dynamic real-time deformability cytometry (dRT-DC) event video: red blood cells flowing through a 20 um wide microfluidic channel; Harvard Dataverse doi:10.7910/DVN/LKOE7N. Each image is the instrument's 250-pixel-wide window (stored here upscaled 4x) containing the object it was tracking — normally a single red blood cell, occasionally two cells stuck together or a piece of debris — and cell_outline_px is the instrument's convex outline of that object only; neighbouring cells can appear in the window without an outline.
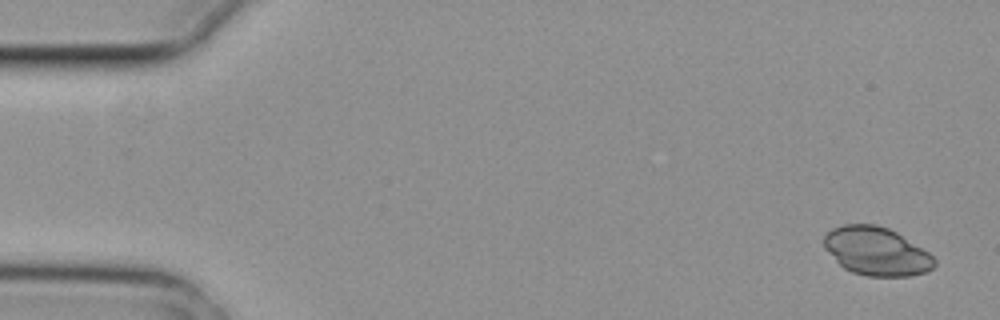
{"species": "common noctule bat (a hibernating species)", "species_latin": "Nyctalus noctula", "temperature_condition": "cold", "stored_images_in_passage": 5, "camera_frame_rate_fps": 3000, "um_per_image_px": 0.085, "animal": {"sex": "female", "body_mass_g": 29.2, "forearm_length_mm": 56.3}, "frame": {"image": 1, "passage_image": 1, "time_ms": 0.0, "image_size_px": [1000, 320], "cell_outline_px": [[936, 264], [932, 268], [924, 272], [908, 276], [868, 276], [852, 272], [844, 268], [824, 248], [824, 236], [832, 228], [844, 224], [876, 224], [888, 228], [896, 232], [928, 252], [936, 260]], "centroid_in_image_um": [74.48, 21.35], "position_along_channel_um": 10.5, "area_um2": 30.87}}
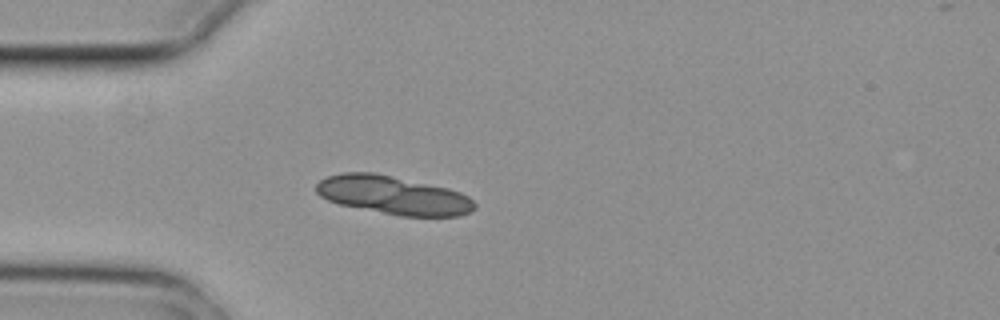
{"frame": {"image": 2, "passage_image": 4, "time_ms": 1.0, "image_size_px": [1000, 320], "cell_outline_px": [[476, 208], [460, 216], [400, 216], [340, 204], [328, 200], [320, 196], [316, 192], [316, 184], [320, 180], [328, 176], [340, 172], [372, 172], [448, 188], [460, 192], [468, 196], [476, 204]], "centroid_in_image_um": [33.42, 16.59], "position_along_channel_um": 51.6, "area_um2": 35.26}}